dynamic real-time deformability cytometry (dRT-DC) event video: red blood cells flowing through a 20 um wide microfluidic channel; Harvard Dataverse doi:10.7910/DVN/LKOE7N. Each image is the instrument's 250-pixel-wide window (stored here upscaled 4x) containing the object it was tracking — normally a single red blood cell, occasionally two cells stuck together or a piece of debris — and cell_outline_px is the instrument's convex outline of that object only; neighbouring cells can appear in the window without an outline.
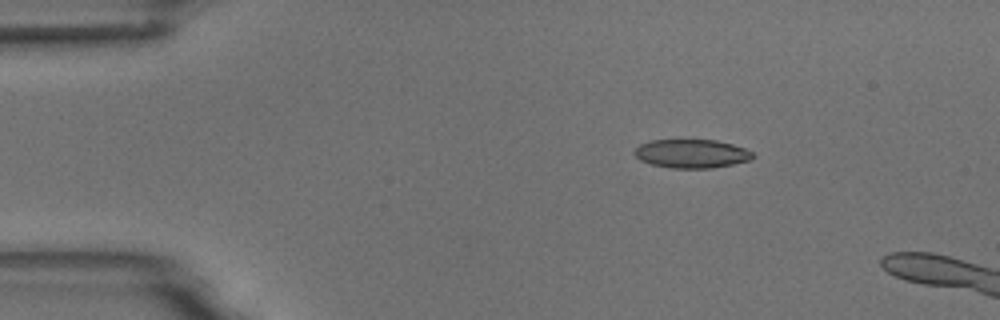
{"species": "common noctule bat (a hibernating species)", "species_latin": "Nyctalus noctula", "temperature_condition": "room temperature", "stored_images_in_passage": 4, "camera_frame_rate_fps": 3000, "um_per_image_px": 0.085, "animal": {"sex": "male", "body_mass_g": 18.8}, "frame": {"image": 1, "passage_image": 1, "time_ms": 0.0, "image_size_px": [1000, 320], "cell_outline_px": [[756, 156], [752, 160], [712, 168], [672, 168], [652, 164], [640, 160], [632, 152], [640, 144], [652, 140], [716, 140], [732, 144], [744, 148], [752, 152]], "centroid_in_image_um": [58.8, 13.06], "position_along_channel_um": 26.2, "area_um2": 19.77}}